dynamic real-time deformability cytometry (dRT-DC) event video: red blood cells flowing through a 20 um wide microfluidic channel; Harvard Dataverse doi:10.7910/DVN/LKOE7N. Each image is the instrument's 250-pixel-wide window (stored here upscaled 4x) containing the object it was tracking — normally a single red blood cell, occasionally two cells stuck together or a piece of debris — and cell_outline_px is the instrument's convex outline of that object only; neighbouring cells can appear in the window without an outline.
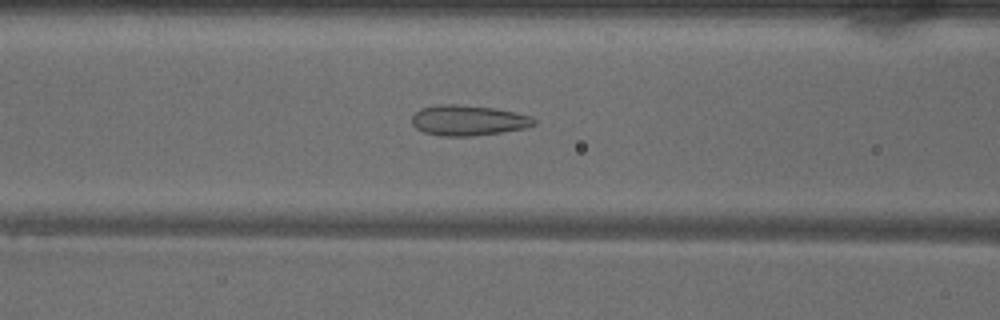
{"species": "common noctule bat (a hibernating species)", "species_latin": "Nyctalus noctula", "temperature_condition": "warm", "stored_images_in_passage": 49, "camera_frame_rate_fps": 3000, "um_per_image_px": 0.085, "animal": {"sex": "male", "body_mass_g": 18.8}, "frame": {"image": 1, "passage_image": 19, "time_ms": 6.0, "image_size_px": [1000, 320], "cell_outline_px": [[536, 124], [524, 128], [500, 132], [472, 136], [440, 136], [424, 132], [416, 128], [412, 124], [412, 116], [420, 108], [440, 104], [456, 104], [496, 108], [516, 112], [532, 116], [536, 120]], "centroid_in_image_um": [39.8, 10.22], "position_along_channel_um": 126.8, "area_um2": 21.73}}
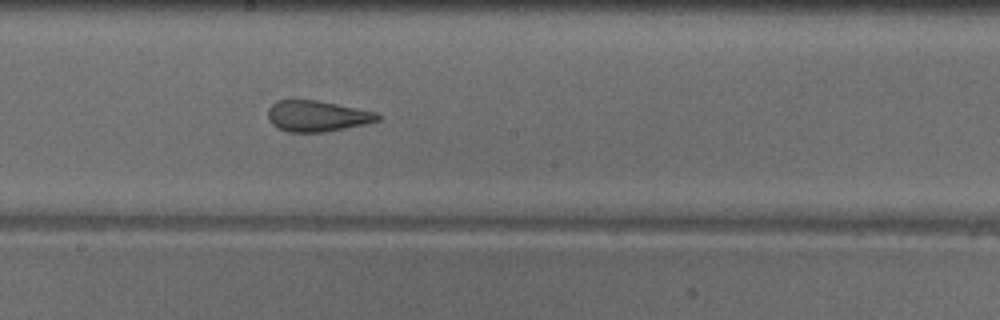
{"frame": {"image": 2, "passage_image": 26, "time_ms": 8.333, "image_size_px": [1000, 320], "cell_outline_px": [[380, 120], [364, 124], [324, 132], [288, 132], [276, 128], [268, 120], [268, 108], [276, 100], [316, 100], [376, 112], [380, 116]], "centroid_in_image_um": [26.9, 9.87], "position_along_channel_um": 221.3, "area_um2": 19.71}}
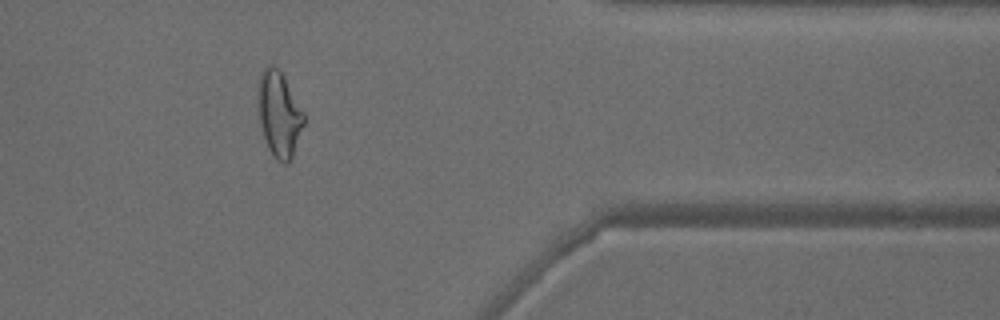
{"frame": {"image": 3, "passage_image": 40, "time_ms": 13.0, "image_size_px": [1000, 320], "cell_outline_px": [[304, 124], [292, 156], [288, 164], [284, 164], [276, 160], [272, 156], [268, 148], [260, 124], [260, 72], [264, 68], [272, 64], [280, 72], [304, 112]], "centroid_in_image_um": [23.75, 9.77], "position_along_channel_um": 387.7, "area_um2": 21.96}, "authors_computed_cell_mechanics": {"area_um2": 22.4842, "velocity_mm_per_s": 4.0519, "shape_relaxation_time_tau1_ms": null, "shape_relaxation_time_tau2_ms": 1.3925, "deformation_change_tau1": null, "deformation_change_tau2": 0.1094}}